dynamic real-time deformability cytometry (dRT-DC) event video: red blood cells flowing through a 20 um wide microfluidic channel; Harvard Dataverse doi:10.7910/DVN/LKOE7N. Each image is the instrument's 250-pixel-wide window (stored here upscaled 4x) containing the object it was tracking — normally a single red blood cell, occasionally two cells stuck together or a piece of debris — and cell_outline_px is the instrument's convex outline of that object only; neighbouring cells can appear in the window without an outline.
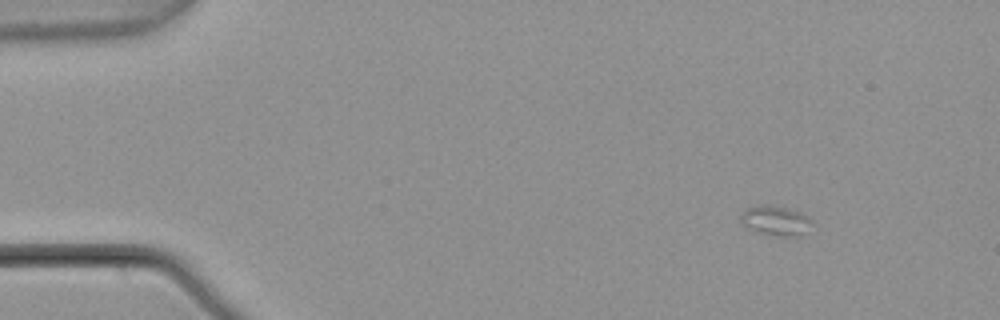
{"species": "common noctule bat (a hibernating species)", "species_latin": "Nyctalus noctula", "temperature_condition": "warm", "stored_images_in_passage": 3, "camera_frame_rate_fps": 3000, "um_per_image_px": 0.085, "animal": {"sex": "male", "body_mass_g": 21.5, "forearm_length_mm": 52.0}, "frame": {"image": 1, "passage_image": 1, "time_ms": 0.0, "image_size_px": [1000, 320], "cell_outline_px": [[812, 224], [800, 236], [776, 236], [756, 232], [740, 224], [740, 216], [748, 208], [756, 204], [768, 204], [800, 212], [808, 216], [812, 220]], "centroid_in_image_um": [65.89, 18.76], "position_along_channel_um": 19.1, "area_um2": 12.43}}